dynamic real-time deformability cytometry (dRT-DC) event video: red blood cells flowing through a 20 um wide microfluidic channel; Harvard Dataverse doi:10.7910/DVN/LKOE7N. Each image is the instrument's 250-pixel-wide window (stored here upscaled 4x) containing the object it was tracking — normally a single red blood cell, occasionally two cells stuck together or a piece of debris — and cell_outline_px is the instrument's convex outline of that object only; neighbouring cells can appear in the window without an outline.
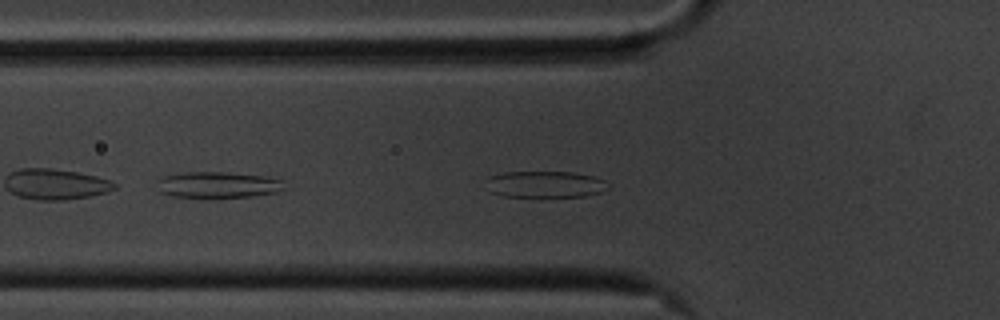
{"species": "common noctule bat (a hibernating species)", "species_latin": "Nyctalus noctula", "temperature_condition": "cold", "stored_images_in_passage": 20, "camera_frame_rate_fps": 3000, "um_per_image_px": 0.085, "animal": {"sex": "male", "body_mass_g": 20.1, "forearm_length_mm": 53.5}, "frame": {"image": 1, "passage_image": 4, "time_ms": 1.0, "image_size_px": [1000, 320], "cell_outline_px": [[612, 188], [600, 192], [584, 196], [504, 196], [492, 192], [488, 176], [504, 172], [572, 172], [596, 176], [612, 184]], "centroid_in_image_um": [46.47, 15.65], "position_along_channel_um": 79.3, "area_um2": 18.73}}
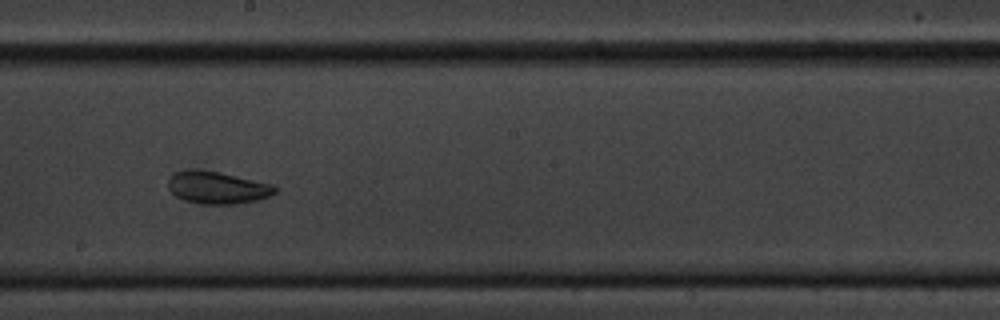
{"frame": {"image": 2, "passage_image": 17, "time_ms": 5.333, "image_size_px": [1000, 320], "cell_outline_px": [[276, 192], [268, 196], [256, 200], [236, 204], [200, 204], [184, 200], [176, 196], [168, 188], [168, 180], [176, 172], [220, 172], [272, 184], [276, 188]], "centroid_in_image_um": [18.5, 15.99], "position_along_channel_um": 229.7, "area_um2": 19.42}}